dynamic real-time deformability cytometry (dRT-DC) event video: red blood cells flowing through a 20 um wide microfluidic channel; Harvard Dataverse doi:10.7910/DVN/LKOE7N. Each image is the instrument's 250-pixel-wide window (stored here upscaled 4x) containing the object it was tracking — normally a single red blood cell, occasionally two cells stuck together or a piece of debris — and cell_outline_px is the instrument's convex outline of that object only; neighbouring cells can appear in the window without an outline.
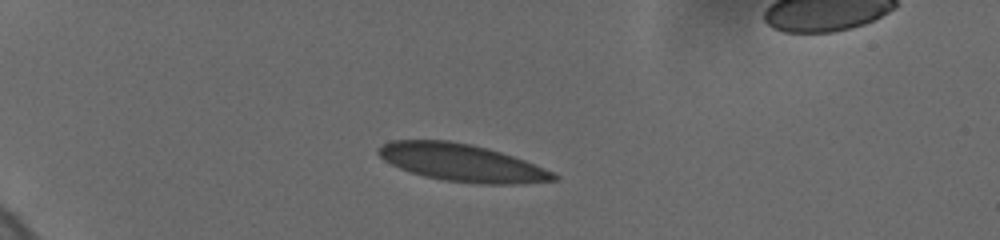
{"species": "human", "species_latin": "Homo sapiens", "temperature_condition": "cold", "stored_images_in_passage": 3, "camera_frame_rate_fps": 3000, "um_per_image_px": 0.085, "donor": {"sex": "female"}, "frame": {"image": 1, "passage_image": 2, "time_ms": 1.333, "image_size_px": [1000, 240], "cell_outline_px": [[560, 176], [556, 180], [512, 184], [480, 184], [444, 180], [424, 176], [400, 168], [384, 160], [376, 152], [376, 148], [392, 140], [448, 140], [488, 148], [524, 160], [552, 172]], "centroid_in_image_um": [39.22, 13.82], "position_along_channel_um": 45.8, "area_um2": 37.8}}